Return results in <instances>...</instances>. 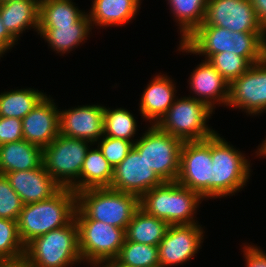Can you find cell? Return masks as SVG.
I'll return each mask as SVG.
<instances>
[{"instance_id": "obj_17", "label": "cell", "mask_w": 266, "mask_h": 267, "mask_svg": "<svg viewBox=\"0 0 266 267\" xmlns=\"http://www.w3.org/2000/svg\"><path fill=\"white\" fill-rule=\"evenodd\" d=\"M55 100L46 95L23 119V140L42 149L59 135V109Z\"/></svg>"}, {"instance_id": "obj_13", "label": "cell", "mask_w": 266, "mask_h": 267, "mask_svg": "<svg viewBox=\"0 0 266 267\" xmlns=\"http://www.w3.org/2000/svg\"><path fill=\"white\" fill-rule=\"evenodd\" d=\"M203 228L201 224L170 225L158 245L160 266H183L192 260L204 243Z\"/></svg>"}, {"instance_id": "obj_30", "label": "cell", "mask_w": 266, "mask_h": 267, "mask_svg": "<svg viewBox=\"0 0 266 267\" xmlns=\"http://www.w3.org/2000/svg\"><path fill=\"white\" fill-rule=\"evenodd\" d=\"M134 114L126 108H107L104 106V136L119 138L130 141L133 144L136 142L135 137L139 127Z\"/></svg>"}, {"instance_id": "obj_25", "label": "cell", "mask_w": 266, "mask_h": 267, "mask_svg": "<svg viewBox=\"0 0 266 267\" xmlns=\"http://www.w3.org/2000/svg\"><path fill=\"white\" fill-rule=\"evenodd\" d=\"M93 145L85 155L78 179V192L88 188L110 187L113 180L114 168L105 159L98 146L93 148Z\"/></svg>"}, {"instance_id": "obj_8", "label": "cell", "mask_w": 266, "mask_h": 267, "mask_svg": "<svg viewBox=\"0 0 266 267\" xmlns=\"http://www.w3.org/2000/svg\"><path fill=\"white\" fill-rule=\"evenodd\" d=\"M88 140L59 134L43 148V166L46 172L62 187L78 192V179L87 150Z\"/></svg>"}, {"instance_id": "obj_36", "label": "cell", "mask_w": 266, "mask_h": 267, "mask_svg": "<svg viewBox=\"0 0 266 267\" xmlns=\"http://www.w3.org/2000/svg\"><path fill=\"white\" fill-rule=\"evenodd\" d=\"M23 140L22 119L0 117V145Z\"/></svg>"}, {"instance_id": "obj_27", "label": "cell", "mask_w": 266, "mask_h": 267, "mask_svg": "<svg viewBox=\"0 0 266 267\" xmlns=\"http://www.w3.org/2000/svg\"><path fill=\"white\" fill-rule=\"evenodd\" d=\"M184 41L204 21L207 0H166Z\"/></svg>"}, {"instance_id": "obj_4", "label": "cell", "mask_w": 266, "mask_h": 267, "mask_svg": "<svg viewBox=\"0 0 266 267\" xmlns=\"http://www.w3.org/2000/svg\"><path fill=\"white\" fill-rule=\"evenodd\" d=\"M204 199L177 181L163 182L139 198L140 208L169 225L199 224L196 212Z\"/></svg>"}, {"instance_id": "obj_42", "label": "cell", "mask_w": 266, "mask_h": 267, "mask_svg": "<svg viewBox=\"0 0 266 267\" xmlns=\"http://www.w3.org/2000/svg\"><path fill=\"white\" fill-rule=\"evenodd\" d=\"M90 267H105L102 263H93V264H88Z\"/></svg>"}, {"instance_id": "obj_12", "label": "cell", "mask_w": 266, "mask_h": 267, "mask_svg": "<svg viewBox=\"0 0 266 267\" xmlns=\"http://www.w3.org/2000/svg\"><path fill=\"white\" fill-rule=\"evenodd\" d=\"M226 107L242 110L247 116L266 113V57L229 84Z\"/></svg>"}, {"instance_id": "obj_7", "label": "cell", "mask_w": 266, "mask_h": 267, "mask_svg": "<svg viewBox=\"0 0 266 267\" xmlns=\"http://www.w3.org/2000/svg\"><path fill=\"white\" fill-rule=\"evenodd\" d=\"M214 112L203 101L177 97L156 126L182 142L202 141L217 132L207 124Z\"/></svg>"}, {"instance_id": "obj_41", "label": "cell", "mask_w": 266, "mask_h": 267, "mask_svg": "<svg viewBox=\"0 0 266 267\" xmlns=\"http://www.w3.org/2000/svg\"><path fill=\"white\" fill-rule=\"evenodd\" d=\"M105 267H131L124 264H121L116 259L107 260L102 263Z\"/></svg>"}, {"instance_id": "obj_29", "label": "cell", "mask_w": 266, "mask_h": 267, "mask_svg": "<svg viewBox=\"0 0 266 267\" xmlns=\"http://www.w3.org/2000/svg\"><path fill=\"white\" fill-rule=\"evenodd\" d=\"M85 13L72 0H40L39 26H72Z\"/></svg>"}, {"instance_id": "obj_20", "label": "cell", "mask_w": 266, "mask_h": 267, "mask_svg": "<svg viewBox=\"0 0 266 267\" xmlns=\"http://www.w3.org/2000/svg\"><path fill=\"white\" fill-rule=\"evenodd\" d=\"M5 176L23 205L48 199L62 188L46 172L43 164L35 169L8 172Z\"/></svg>"}, {"instance_id": "obj_19", "label": "cell", "mask_w": 266, "mask_h": 267, "mask_svg": "<svg viewBox=\"0 0 266 267\" xmlns=\"http://www.w3.org/2000/svg\"><path fill=\"white\" fill-rule=\"evenodd\" d=\"M142 93L138 111L150 125H156L179 97L172 77L161 72L149 81Z\"/></svg>"}, {"instance_id": "obj_2", "label": "cell", "mask_w": 266, "mask_h": 267, "mask_svg": "<svg viewBox=\"0 0 266 267\" xmlns=\"http://www.w3.org/2000/svg\"><path fill=\"white\" fill-rule=\"evenodd\" d=\"M77 195L61 188L54 196L23 205L17 220L18 233L24 245L35 237L68 225L75 215Z\"/></svg>"}, {"instance_id": "obj_14", "label": "cell", "mask_w": 266, "mask_h": 267, "mask_svg": "<svg viewBox=\"0 0 266 267\" xmlns=\"http://www.w3.org/2000/svg\"><path fill=\"white\" fill-rule=\"evenodd\" d=\"M201 25H212L234 32H266L251 0H207Z\"/></svg>"}, {"instance_id": "obj_39", "label": "cell", "mask_w": 266, "mask_h": 267, "mask_svg": "<svg viewBox=\"0 0 266 267\" xmlns=\"http://www.w3.org/2000/svg\"><path fill=\"white\" fill-rule=\"evenodd\" d=\"M261 26L266 31V0H251Z\"/></svg>"}, {"instance_id": "obj_15", "label": "cell", "mask_w": 266, "mask_h": 267, "mask_svg": "<svg viewBox=\"0 0 266 267\" xmlns=\"http://www.w3.org/2000/svg\"><path fill=\"white\" fill-rule=\"evenodd\" d=\"M163 181L145 162L143 156L133 147L126 158L114 168L109 188L131 193L139 198Z\"/></svg>"}, {"instance_id": "obj_31", "label": "cell", "mask_w": 266, "mask_h": 267, "mask_svg": "<svg viewBox=\"0 0 266 267\" xmlns=\"http://www.w3.org/2000/svg\"><path fill=\"white\" fill-rule=\"evenodd\" d=\"M115 259L131 267L160 266L158 246L135 243L126 239Z\"/></svg>"}, {"instance_id": "obj_5", "label": "cell", "mask_w": 266, "mask_h": 267, "mask_svg": "<svg viewBox=\"0 0 266 267\" xmlns=\"http://www.w3.org/2000/svg\"><path fill=\"white\" fill-rule=\"evenodd\" d=\"M23 261L27 267H73L81 265L78 226L68 225L35 237L25 245Z\"/></svg>"}, {"instance_id": "obj_26", "label": "cell", "mask_w": 266, "mask_h": 267, "mask_svg": "<svg viewBox=\"0 0 266 267\" xmlns=\"http://www.w3.org/2000/svg\"><path fill=\"white\" fill-rule=\"evenodd\" d=\"M169 226L166 221L148 215L139 208L125 230V239L135 243L158 246Z\"/></svg>"}, {"instance_id": "obj_1", "label": "cell", "mask_w": 266, "mask_h": 267, "mask_svg": "<svg viewBox=\"0 0 266 267\" xmlns=\"http://www.w3.org/2000/svg\"><path fill=\"white\" fill-rule=\"evenodd\" d=\"M177 51L199 55L209 60L224 51L243 56L251 65L266 57V32H234L212 25H200L184 41Z\"/></svg>"}, {"instance_id": "obj_10", "label": "cell", "mask_w": 266, "mask_h": 267, "mask_svg": "<svg viewBox=\"0 0 266 267\" xmlns=\"http://www.w3.org/2000/svg\"><path fill=\"white\" fill-rule=\"evenodd\" d=\"M79 251L84 264L115 259L125 240V230L97 220H76Z\"/></svg>"}, {"instance_id": "obj_3", "label": "cell", "mask_w": 266, "mask_h": 267, "mask_svg": "<svg viewBox=\"0 0 266 267\" xmlns=\"http://www.w3.org/2000/svg\"><path fill=\"white\" fill-rule=\"evenodd\" d=\"M76 195L75 220H97L124 230L140 208L138 196L109 187L88 188Z\"/></svg>"}, {"instance_id": "obj_32", "label": "cell", "mask_w": 266, "mask_h": 267, "mask_svg": "<svg viewBox=\"0 0 266 267\" xmlns=\"http://www.w3.org/2000/svg\"><path fill=\"white\" fill-rule=\"evenodd\" d=\"M25 245L18 233L17 221L0 218V263L23 260Z\"/></svg>"}, {"instance_id": "obj_40", "label": "cell", "mask_w": 266, "mask_h": 267, "mask_svg": "<svg viewBox=\"0 0 266 267\" xmlns=\"http://www.w3.org/2000/svg\"><path fill=\"white\" fill-rule=\"evenodd\" d=\"M0 267H27L26 263L21 260L18 262H2L0 263Z\"/></svg>"}, {"instance_id": "obj_28", "label": "cell", "mask_w": 266, "mask_h": 267, "mask_svg": "<svg viewBox=\"0 0 266 267\" xmlns=\"http://www.w3.org/2000/svg\"><path fill=\"white\" fill-rule=\"evenodd\" d=\"M47 94L34 88L0 93V117L23 119Z\"/></svg>"}, {"instance_id": "obj_34", "label": "cell", "mask_w": 266, "mask_h": 267, "mask_svg": "<svg viewBox=\"0 0 266 267\" xmlns=\"http://www.w3.org/2000/svg\"><path fill=\"white\" fill-rule=\"evenodd\" d=\"M23 203L14 191L7 177L0 174V218L17 221Z\"/></svg>"}, {"instance_id": "obj_9", "label": "cell", "mask_w": 266, "mask_h": 267, "mask_svg": "<svg viewBox=\"0 0 266 267\" xmlns=\"http://www.w3.org/2000/svg\"><path fill=\"white\" fill-rule=\"evenodd\" d=\"M133 147L163 182L176 181L183 142L156 125H148Z\"/></svg>"}, {"instance_id": "obj_11", "label": "cell", "mask_w": 266, "mask_h": 267, "mask_svg": "<svg viewBox=\"0 0 266 267\" xmlns=\"http://www.w3.org/2000/svg\"><path fill=\"white\" fill-rule=\"evenodd\" d=\"M211 137L183 142L177 182L197 192L205 201L212 200Z\"/></svg>"}, {"instance_id": "obj_21", "label": "cell", "mask_w": 266, "mask_h": 267, "mask_svg": "<svg viewBox=\"0 0 266 267\" xmlns=\"http://www.w3.org/2000/svg\"><path fill=\"white\" fill-rule=\"evenodd\" d=\"M87 11L72 26H39L38 35L48 43L57 54H68L79 45L84 44L92 33V25Z\"/></svg>"}, {"instance_id": "obj_33", "label": "cell", "mask_w": 266, "mask_h": 267, "mask_svg": "<svg viewBox=\"0 0 266 267\" xmlns=\"http://www.w3.org/2000/svg\"><path fill=\"white\" fill-rule=\"evenodd\" d=\"M208 61L229 84L251 67L243 56L232 51L214 54Z\"/></svg>"}, {"instance_id": "obj_18", "label": "cell", "mask_w": 266, "mask_h": 267, "mask_svg": "<svg viewBox=\"0 0 266 267\" xmlns=\"http://www.w3.org/2000/svg\"><path fill=\"white\" fill-rule=\"evenodd\" d=\"M188 79L189 89L191 90L189 92H193V96L190 94L188 97L203 101L214 111L217 105L227 106L229 83L209 61L202 60L192 70Z\"/></svg>"}, {"instance_id": "obj_38", "label": "cell", "mask_w": 266, "mask_h": 267, "mask_svg": "<svg viewBox=\"0 0 266 267\" xmlns=\"http://www.w3.org/2000/svg\"><path fill=\"white\" fill-rule=\"evenodd\" d=\"M17 44L18 41L8 32L0 18V59Z\"/></svg>"}, {"instance_id": "obj_23", "label": "cell", "mask_w": 266, "mask_h": 267, "mask_svg": "<svg viewBox=\"0 0 266 267\" xmlns=\"http://www.w3.org/2000/svg\"><path fill=\"white\" fill-rule=\"evenodd\" d=\"M39 13L40 0H15L0 3L2 23L17 41L26 30L33 29L38 33Z\"/></svg>"}, {"instance_id": "obj_16", "label": "cell", "mask_w": 266, "mask_h": 267, "mask_svg": "<svg viewBox=\"0 0 266 267\" xmlns=\"http://www.w3.org/2000/svg\"><path fill=\"white\" fill-rule=\"evenodd\" d=\"M104 131V105H78L59 109V134L95 144Z\"/></svg>"}, {"instance_id": "obj_37", "label": "cell", "mask_w": 266, "mask_h": 267, "mask_svg": "<svg viewBox=\"0 0 266 267\" xmlns=\"http://www.w3.org/2000/svg\"><path fill=\"white\" fill-rule=\"evenodd\" d=\"M243 243V257L245 258V267H266V253L254 243Z\"/></svg>"}, {"instance_id": "obj_22", "label": "cell", "mask_w": 266, "mask_h": 267, "mask_svg": "<svg viewBox=\"0 0 266 267\" xmlns=\"http://www.w3.org/2000/svg\"><path fill=\"white\" fill-rule=\"evenodd\" d=\"M142 0H92L88 13L92 28L124 26L136 19Z\"/></svg>"}, {"instance_id": "obj_35", "label": "cell", "mask_w": 266, "mask_h": 267, "mask_svg": "<svg viewBox=\"0 0 266 267\" xmlns=\"http://www.w3.org/2000/svg\"><path fill=\"white\" fill-rule=\"evenodd\" d=\"M95 145L102 151L103 156L113 168L122 162L133 148V143L130 141L104 135Z\"/></svg>"}, {"instance_id": "obj_6", "label": "cell", "mask_w": 266, "mask_h": 267, "mask_svg": "<svg viewBox=\"0 0 266 267\" xmlns=\"http://www.w3.org/2000/svg\"><path fill=\"white\" fill-rule=\"evenodd\" d=\"M218 132L211 136L212 199L235 196L247 186L251 160Z\"/></svg>"}, {"instance_id": "obj_24", "label": "cell", "mask_w": 266, "mask_h": 267, "mask_svg": "<svg viewBox=\"0 0 266 267\" xmlns=\"http://www.w3.org/2000/svg\"><path fill=\"white\" fill-rule=\"evenodd\" d=\"M43 149L26 140L0 145V174L39 168Z\"/></svg>"}, {"instance_id": "obj_43", "label": "cell", "mask_w": 266, "mask_h": 267, "mask_svg": "<svg viewBox=\"0 0 266 267\" xmlns=\"http://www.w3.org/2000/svg\"><path fill=\"white\" fill-rule=\"evenodd\" d=\"M9 1H15V0H0V3H2V2H9Z\"/></svg>"}]
</instances>
